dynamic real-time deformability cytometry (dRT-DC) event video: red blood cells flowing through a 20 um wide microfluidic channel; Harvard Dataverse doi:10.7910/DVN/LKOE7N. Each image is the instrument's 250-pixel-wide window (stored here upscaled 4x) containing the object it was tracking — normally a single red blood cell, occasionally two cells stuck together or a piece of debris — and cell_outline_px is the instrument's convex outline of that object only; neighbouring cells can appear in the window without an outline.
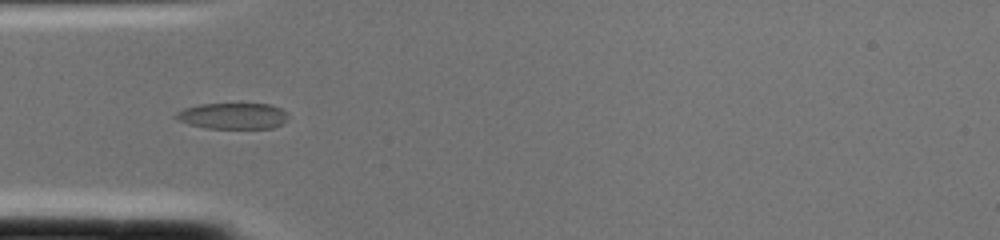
{"species": "common noctule bat (a hibernating species)", "species_latin": "Nyctalus noctula", "temperature_condition": "cold", "stored_images_in_passage": 2, "camera_frame_rate_fps": 3000, "um_per_image_px": 0.085, "animal": {"sex": "female", "body_mass_g": 22.0, "forearm_length_mm": 56.7}, "frame": {"image": 1, "passage_image": 2, "time_ms": 0.333, "image_size_px": [1000, 240], "cell_outline_px": [[288, 120], [272, 128], [208, 128], [188, 124], [176, 120], [172, 116], [176, 112], [184, 108], [200, 104], [272, 104], [288, 112]], "centroid_in_image_um": [19.78, 9.85], "position_along_channel_um": 65.2, "area_um2": 17.22}}